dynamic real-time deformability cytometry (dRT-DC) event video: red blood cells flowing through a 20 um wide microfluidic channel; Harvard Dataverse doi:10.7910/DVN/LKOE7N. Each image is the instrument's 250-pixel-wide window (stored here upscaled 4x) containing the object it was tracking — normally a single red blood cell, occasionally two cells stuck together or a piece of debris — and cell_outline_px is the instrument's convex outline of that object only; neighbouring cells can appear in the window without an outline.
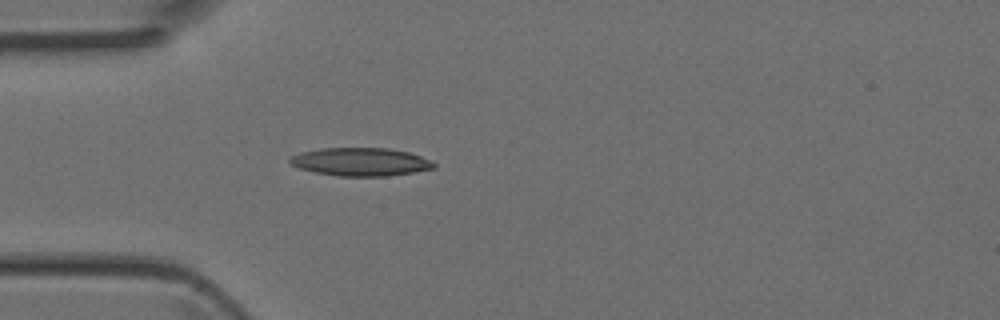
{"species": "Egyptian fruit bat (a non-hibernating species)", "species_latin": "Rousettus aegyptiacus", "temperature_condition": "room temperature", "stored_images_in_passage": 2, "camera_frame_rate_fps": 3000, "um_per_image_px": 0.085, "animal": {"sex": "female"}, "frame": {"image": 1, "passage_image": 2, "time_ms": 0.333, "image_size_px": [1000, 320], "cell_outline_px": [[436, 168], [388, 176], [340, 176], [316, 172], [300, 168], [288, 164], [288, 160], [292, 156], [300, 152], [320, 148], [388, 148], [408, 152], [432, 160], [436, 164]], "centroid_in_image_um": [30.65, 13.75], "position_along_channel_um": 54.4, "area_um2": 23.64}}